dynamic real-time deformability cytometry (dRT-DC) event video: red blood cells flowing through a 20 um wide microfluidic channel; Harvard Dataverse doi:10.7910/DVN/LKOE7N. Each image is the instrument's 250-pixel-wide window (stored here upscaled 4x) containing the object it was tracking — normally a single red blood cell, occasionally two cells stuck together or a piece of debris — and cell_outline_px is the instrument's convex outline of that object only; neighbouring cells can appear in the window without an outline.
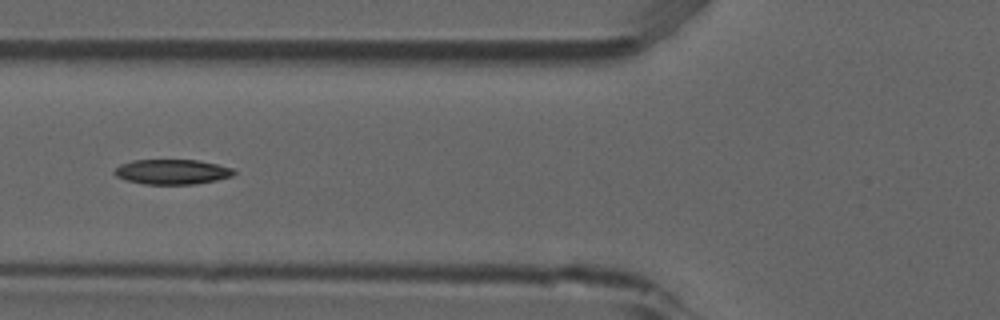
{"species": "common noctule bat (a hibernating species)", "species_latin": "Nyctalus noctula", "temperature_condition": "room temperature", "stored_images_in_passage": 9, "camera_frame_rate_fps": 3000, "um_per_image_px": 0.085, "animal": {"sex": "male", "forearm_length_mm": 52.5}, "frame": {"image": 1, "passage_image": 6, "time_ms": 1.667, "image_size_px": [1000, 320], "cell_outline_px": [[236, 172], [232, 176], [216, 180], [196, 184], [144, 184], [128, 180], [116, 176], [112, 172], [120, 164], [132, 160], [200, 160], [232, 168]], "centroid_in_image_um": [14.62, 14.6], "position_along_channel_um": 111.2, "area_um2": 17.34}}
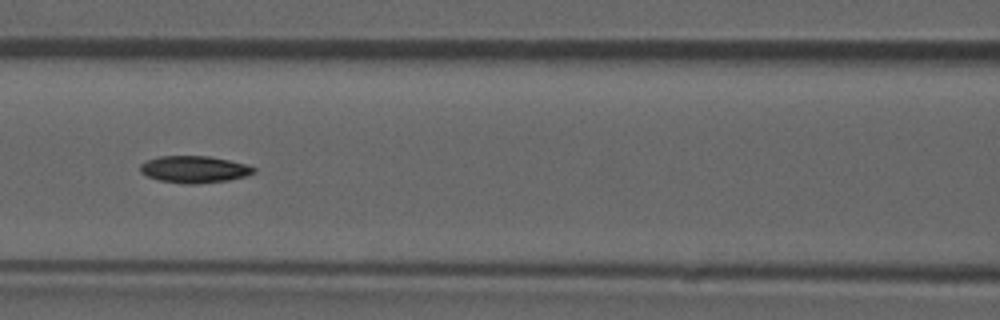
{"frame": {"image": 2, "passage_image": 7, "time_ms": 2.0, "image_size_px": [1000, 320], "cell_outline_px": [[256, 172], [244, 176], [228, 180], [196, 184], [184, 184], [160, 180], [148, 176], [140, 172], [140, 164], [148, 160], [160, 156], [208, 156], [248, 164], [256, 168]], "centroid_in_image_um": [16.53, 14.39], "position_along_channel_um": 150.1, "area_um2": 17.74}}